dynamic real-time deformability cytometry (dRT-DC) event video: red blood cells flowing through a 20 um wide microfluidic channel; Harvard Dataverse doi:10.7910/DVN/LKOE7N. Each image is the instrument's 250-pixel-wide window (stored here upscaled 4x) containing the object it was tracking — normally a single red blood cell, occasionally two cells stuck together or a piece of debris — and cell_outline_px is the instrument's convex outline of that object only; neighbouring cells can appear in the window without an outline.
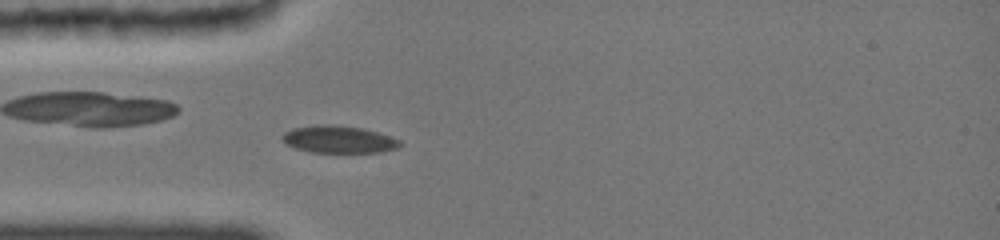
{"species": "common noctule bat (a hibernating species)", "species_latin": "Nyctalus noctula", "temperature_condition": "cold", "stored_images_in_passage": 46, "camera_frame_rate_fps": 3000, "um_per_image_px": 0.085, "animal": {"sex": "female", "body_mass_g": 19.0, "forearm_length_mm": 51.5}, "frame": {"image": 1, "passage_image": 14, "time_ms": 4.333, "image_size_px": [1000, 240], "cell_outline_px": [[400, 144], [396, 148], [384, 152], [308, 152], [284, 144], [280, 136], [296, 128], [360, 128], [376, 132], [400, 140]], "centroid_in_image_um": [28.82, 11.93], "position_along_channel_um": 56.2, "area_um2": 17.34}}
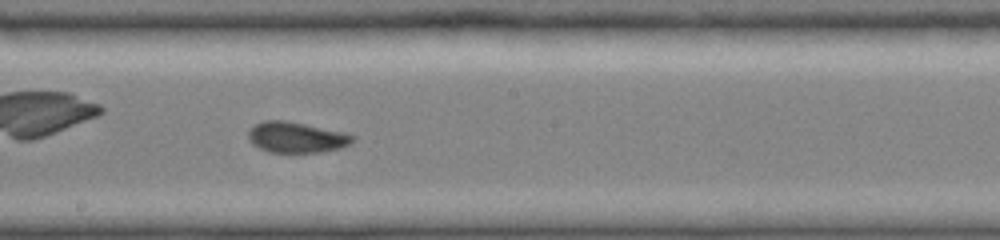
{"frame": {"image": 2, "passage_image": 27, "time_ms": 8.667, "image_size_px": [1000, 240], "cell_outline_px": [[352, 140], [348, 144], [340, 148], [320, 152], [268, 152], [260, 148], [248, 136], [248, 132], [256, 124], [264, 120], [280, 120], [340, 132], [352, 136]], "centroid_in_image_um": [25.14, 11.69], "position_along_channel_um": 223.1, "area_um2": 17.74}}
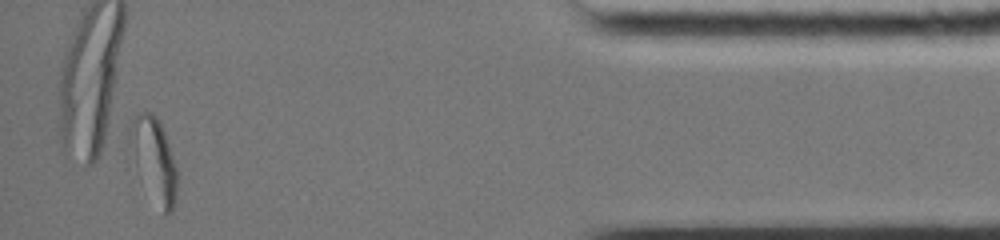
{"frame": {"image": 3, "passage_image": 46, "time_ms": 15.0, "image_size_px": [1000, 240], "cell_outline_px": [[176, 200], [172, 212], [168, 216], [164, 216], [136, 168], [128, 140], [128, 128], [132, 120], [140, 112], [152, 112], [156, 116], [164, 132], [176, 164]], "centroid_in_image_um": [13.08, 13.57], "position_along_channel_um": 422.1, "area_um2": 22.83}, "authors_computed_cell_mechanics": {"area_um2": 18.6116, "velocity_mm_per_s": 3.9015, "shape_relaxation_time_tau1_ms": 9.0621, "shape_relaxation_time_tau2_ms": 1.1024, "deformation_change_tau1": 0.185, "deformation_change_tau2": 0.0403}}